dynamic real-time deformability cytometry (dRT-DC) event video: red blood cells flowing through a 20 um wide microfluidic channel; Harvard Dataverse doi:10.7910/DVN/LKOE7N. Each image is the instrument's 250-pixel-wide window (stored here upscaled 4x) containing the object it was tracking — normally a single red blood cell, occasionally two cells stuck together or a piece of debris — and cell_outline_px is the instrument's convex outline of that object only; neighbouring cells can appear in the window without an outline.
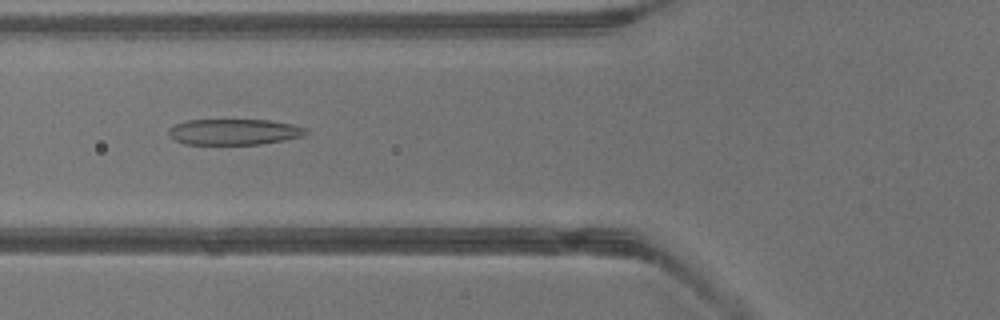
{"species": "common noctule bat (a hibernating species)", "species_latin": "Nyctalus noctula", "temperature_condition": "warm", "stored_images_in_passage": 39, "camera_frame_rate_fps": 3000, "um_per_image_px": 0.085, "animal": {"sex": "male", "body_mass_g": 13.3}, "frame": {"image": 1, "passage_image": 15, "time_ms": 4.667, "image_size_px": [1000, 320], "cell_outline_px": [[308, 132], [304, 136], [284, 140], [260, 144], [184, 144], [168, 136], [168, 128], [176, 124], [188, 120], [268, 120], [292, 124], [304, 128]], "centroid_in_image_um": [19.87, 11.21], "position_along_channel_um": 105.9, "area_um2": 20.63}}
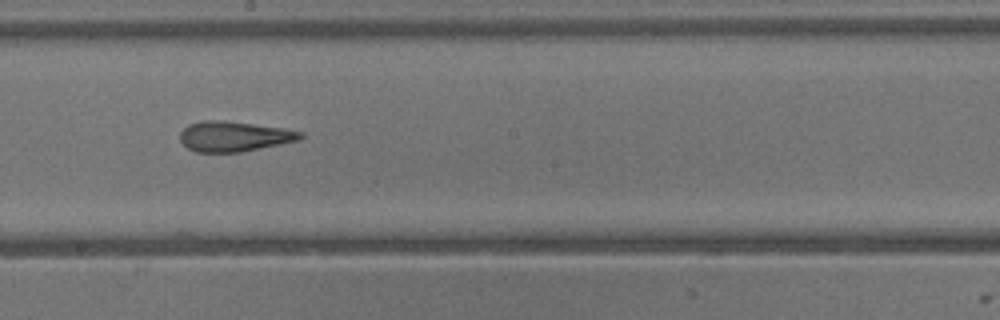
{"frame": {"image": 2, "passage_image": 22, "time_ms": 7.0, "image_size_px": [1000, 320], "cell_outline_px": [[304, 136], [300, 140], [240, 152], [196, 152], [188, 148], [180, 140], [180, 132], [188, 124], [204, 120], [220, 120], [284, 128], [304, 132]], "centroid_in_image_um": [19.9, 11.59], "position_along_channel_um": 228.3, "area_um2": 21.1}}
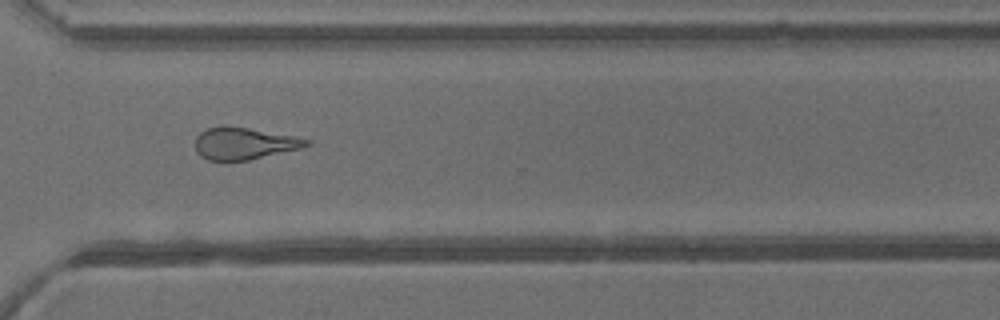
{"frame": {"image": 3, "passage_image": 29, "time_ms": 9.333, "image_size_px": [1000, 320], "cell_outline_px": [[312, 144], [300, 148], [248, 160], [208, 160], [200, 156], [196, 152], [196, 136], [200, 132], [208, 128], [224, 124], [248, 128], [292, 136], [312, 140]], "centroid_in_image_um": [20.71, 12.18], "position_along_channel_um": 349.9, "area_um2": 20.63}}